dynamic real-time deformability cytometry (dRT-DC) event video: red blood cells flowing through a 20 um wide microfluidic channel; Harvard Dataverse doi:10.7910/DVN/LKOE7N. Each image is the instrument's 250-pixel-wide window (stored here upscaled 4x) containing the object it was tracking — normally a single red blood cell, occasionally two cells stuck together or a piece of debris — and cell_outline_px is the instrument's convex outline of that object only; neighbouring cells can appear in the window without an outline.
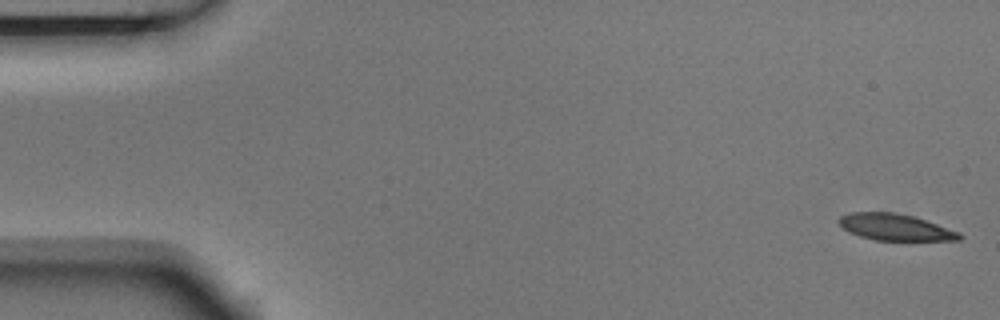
{"species": "Egyptian fruit bat (a non-hibernating species)", "species_latin": "Rousettus aegyptiacus", "temperature_condition": "room temperature", "stored_images_in_passage": 5, "camera_frame_rate_fps": 3000, "um_per_image_px": 0.085, "animal": {"sex": "male"}, "frame": {"image": 1, "passage_image": 1, "time_ms": 0.0, "image_size_px": [1000, 320], "cell_outline_px": [[964, 236], [960, 240], [876, 240], [860, 236], [848, 232], [836, 220], [840, 216], [852, 212], [892, 212], [912, 216], [960, 232]], "centroid_in_image_um": [76.07, 19.31], "position_along_channel_um": 8.9, "area_um2": 18.44}}
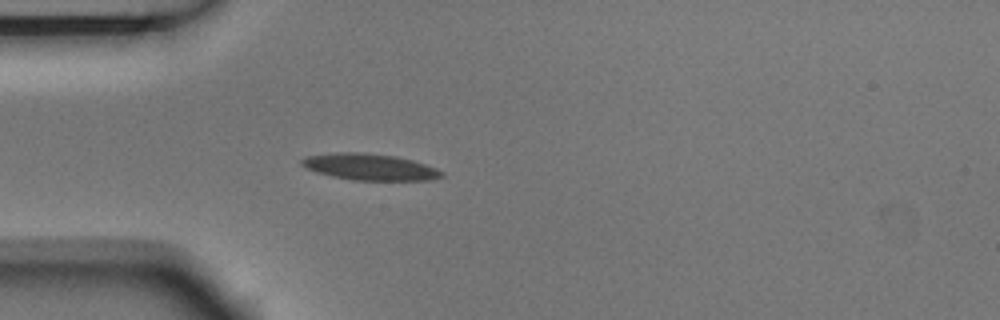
{"frame": {"image": 2, "passage_image": 5, "time_ms": 1.333, "image_size_px": [1000, 320], "cell_outline_px": [[444, 176], [432, 180], [352, 180], [332, 176], [316, 172], [300, 164], [300, 160], [308, 156], [336, 152], [364, 152], [396, 156], [412, 160], [436, 168], [444, 172]], "centroid_in_image_um": [31.45, 14.19], "position_along_channel_um": 53.6, "area_um2": 21.56}}